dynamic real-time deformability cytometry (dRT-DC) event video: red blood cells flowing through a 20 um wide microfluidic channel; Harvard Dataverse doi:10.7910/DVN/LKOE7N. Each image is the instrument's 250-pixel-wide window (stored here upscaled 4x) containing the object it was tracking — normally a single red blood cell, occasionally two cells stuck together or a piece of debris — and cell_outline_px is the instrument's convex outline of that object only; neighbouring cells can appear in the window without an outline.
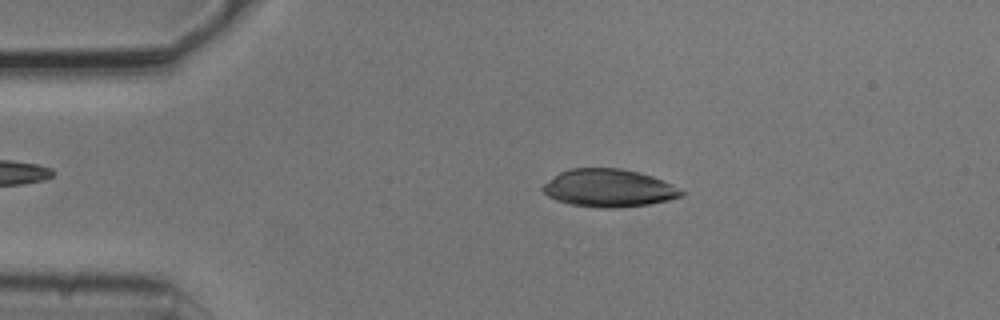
{"species": "common noctule bat (a hibernating species)", "species_latin": "Nyctalus noctula", "temperature_condition": "cold", "stored_images_in_passage": 3, "camera_frame_rate_fps": 3000, "um_per_image_px": 0.085, "animal": {"sex": "male", "body_mass_g": 20.5, "forearm_length_mm": 52.5}, "frame": {"image": 1, "passage_image": 2, "time_ms": 0.333, "image_size_px": [1000, 320], "cell_outline_px": [[684, 196], [668, 200], [648, 204], [620, 208], [600, 208], [572, 204], [556, 200], [548, 196], [540, 188], [544, 184], [560, 172], [572, 168], [620, 168], [640, 172], [664, 180], [672, 184], [684, 192]], "centroid_in_image_um": [51.77, 15.99], "position_along_channel_um": 33.2, "area_um2": 30.52}}